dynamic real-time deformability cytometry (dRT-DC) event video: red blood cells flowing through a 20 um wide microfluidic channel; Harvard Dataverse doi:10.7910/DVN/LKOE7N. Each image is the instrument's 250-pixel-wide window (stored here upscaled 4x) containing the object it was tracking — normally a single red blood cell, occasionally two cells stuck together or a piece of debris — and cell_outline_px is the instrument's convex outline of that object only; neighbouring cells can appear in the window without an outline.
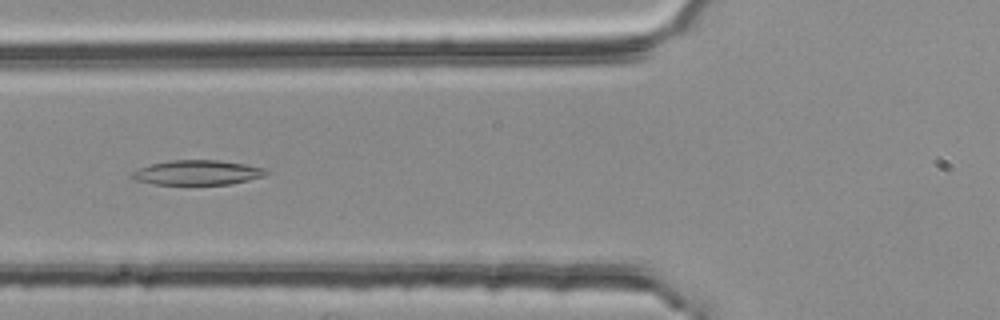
{"species": "common noctule bat (a hibernating species)", "species_latin": "Nyctalus noctula", "temperature_condition": "room temperature", "stored_images_in_passage": 6, "camera_frame_rate_fps": 3000, "um_per_image_px": 0.085, "animal": {"sex": "female", "body_mass_g": 25.1}, "frame": {"image": 1, "passage_image": 5, "time_ms": 1.333, "image_size_px": [1000, 320], "cell_outline_px": [[272, 172], [264, 176], [232, 184], [152, 184], [136, 180], [132, 176], [132, 172], [140, 168], [152, 164], [168, 160], [220, 160], [244, 164], [264, 168]], "centroid_in_image_um": [16.83, 14.66], "position_along_channel_um": 109.0, "area_um2": 19.25}}
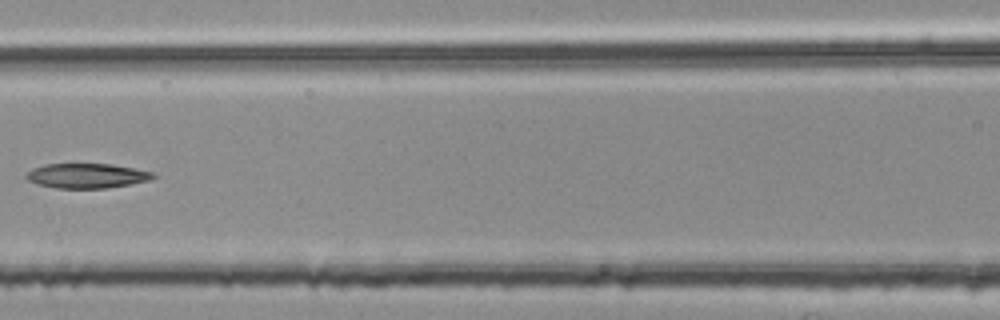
{"frame": {"image": 2, "passage_image": 6, "time_ms": 1.667, "image_size_px": [1000, 320], "cell_outline_px": [[156, 176], [152, 180], [108, 188], [56, 188], [36, 184], [28, 180], [24, 176], [32, 168], [44, 164], [112, 164], [156, 172]], "centroid_in_image_um": [7.41, 14.94], "position_along_channel_um": 159.2, "area_um2": 18.5}}